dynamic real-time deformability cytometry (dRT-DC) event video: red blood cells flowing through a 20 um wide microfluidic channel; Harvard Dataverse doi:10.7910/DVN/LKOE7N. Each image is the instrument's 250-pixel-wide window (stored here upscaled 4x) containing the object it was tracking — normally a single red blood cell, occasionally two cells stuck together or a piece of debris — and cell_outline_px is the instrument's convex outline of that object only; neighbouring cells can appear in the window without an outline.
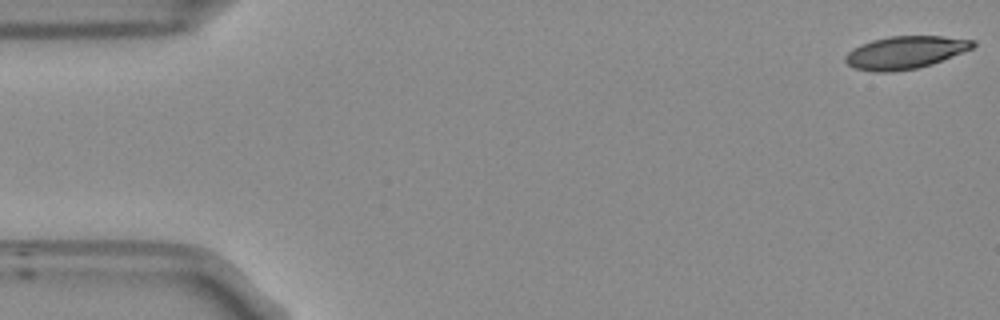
{"species": "Egyptian fruit bat (a non-hibernating species)", "species_latin": "Rousettus aegyptiacus", "temperature_condition": "room temperature", "stored_images_in_passage": 53, "camera_frame_rate_fps": 3000, "um_per_image_px": 0.085, "frame": {"image": 1, "passage_image": 1, "time_ms": 0.0, "image_size_px": [1000, 320], "cell_outline_px": [[976, 44], [972, 48], [932, 64], [916, 68], [892, 72], [872, 72], [856, 68], [848, 64], [844, 60], [844, 56], [852, 48], [860, 44], [872, 40], [888, 36], [944, 36], [976, 40]], "centroid_in_image_um": [76.92, 4.45], "position_along_channel_um": 8.1, "area_um2": 24.33}}
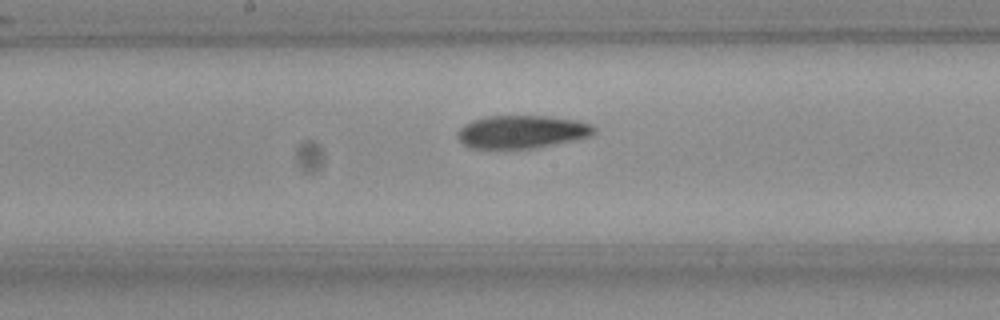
{"frame": {"image": 2, "passage_image": 27, "time_ms": 8.667, "image_size_px": [1000, 320], "cell_outline_px": [[596, 132], [592, 136], [532, 148], [472, 148], [464, 144], [456, 136], [456, 132], [464, 124], [472, 120], [484, 116], [548, 116], [576, 120], [592, 124], [596, 128]], "centroid_in_image_um": [44.35, 11.19], "position_along_channel_um": 203.9, "area_um2": 26.18}}
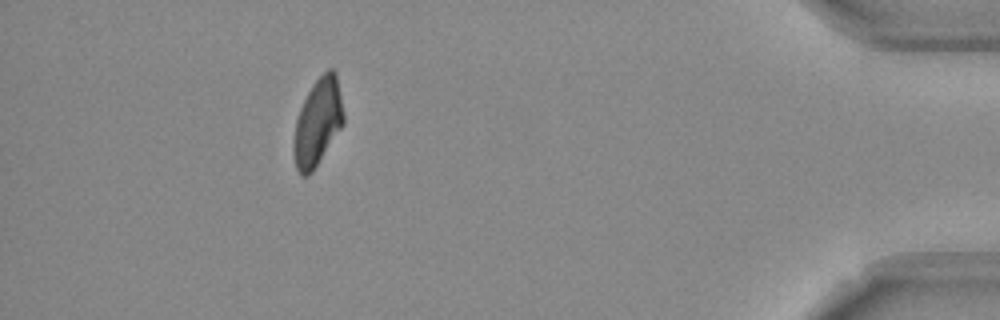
{"frame": {"image": 3, "passage_image": 48, "time_ms": 15.667, "image_size_px": [1000, 320], "cell_outline_px": [[344, 124], [312, 172], [308, 176], [300, 176], [296, 168], [292, 148], [296, 120], [300, 108], [312, 84], [328, 68], [332, 68], [336, 72], [344, 112]], "centroid_in_image_um": [27.01, 10.4], "position_along_channel_um": 408.2, "area_um2": 25.37}, "authors_computed_cell_mechanics": {"area_um2": 26.1256, "velocity_mm_per_s": 3.7675, "shape_relaxation_time_tau1_ms": null, "shape_relaxation_time_tau2_ms": 6.2641, "deformation_change_tau1": null, "deformation_change_tau2": 0.1454}}